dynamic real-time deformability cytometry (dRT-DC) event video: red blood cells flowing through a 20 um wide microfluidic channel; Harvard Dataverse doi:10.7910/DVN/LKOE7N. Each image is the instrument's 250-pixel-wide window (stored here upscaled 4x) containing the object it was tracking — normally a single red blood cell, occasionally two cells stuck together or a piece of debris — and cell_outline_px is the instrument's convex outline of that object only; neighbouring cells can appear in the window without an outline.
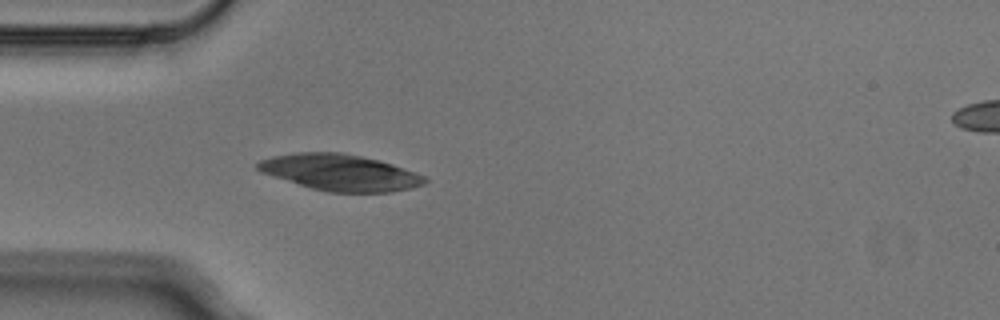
{"species": "Egyptian fruit bat (a non-hibernating species)", "species_latin": "Rousettus aegyptiacus", "temperature_condition": "cold", "stored_images_in_passage": 3, "camera_frame_rate_fps": 3000, "um_per_image_px": 0.085, "animal": {"sex": "male"}, "frame": {"image": 1, "passage_image": 3, "time_ms": 0.667, "image_size_px": [1000, 320], "cell_outline_px": [[428, 180], [424, 184], [412, 188], [392, 192], [328, 192], [312, 188], [260, 172], [256, 168], [256, 164], [260, 160], [272, 156], [296, 152], [340, 152], [380, 160], [416, 172], [424, 176]], "centroid_in_image_um": [28.92, 14.65], "position_along_channel_um": 56.1, "area_um2": 35.26}}